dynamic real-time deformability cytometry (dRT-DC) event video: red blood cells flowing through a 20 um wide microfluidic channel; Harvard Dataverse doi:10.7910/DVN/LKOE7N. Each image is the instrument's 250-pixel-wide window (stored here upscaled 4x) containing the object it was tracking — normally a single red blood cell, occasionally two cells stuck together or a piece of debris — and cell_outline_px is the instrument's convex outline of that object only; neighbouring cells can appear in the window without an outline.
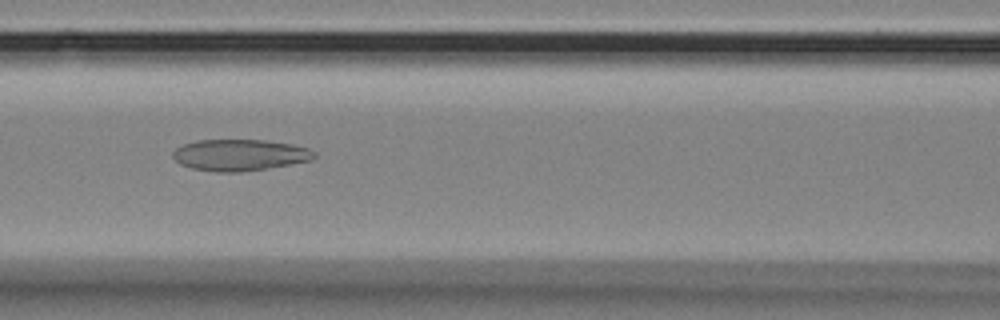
{"species": "Egyptian fruit bat (a non-hibernating species)", "species_latin": "Rousettus aegyptiacus", "temperature_condition": "room temperature", "stored_images_in_passage": 52, "camera_frame_rate_fps": 3000, "um_per_image_px": 0.085, "animal": {"sex": "female"}, "frame": {"image": 1, "passage_image": 19, "time_ms": 6.0, "image_size_px": [1000, 320], "cell_outline_px": [[316, 156], [312, 160], [292, 164], [240, 172], [216, 172], [192, 168], [180, 164], [172, 156], [172, 152], [176, 148], [184, 144], [196, 140], [264, 140], [292, 144], [308, 148], [316, 152]], "centroid_in_image_um": [20.38, 13.17], "position_along_channel_um": 146.2, "area_um2": 25.89}}
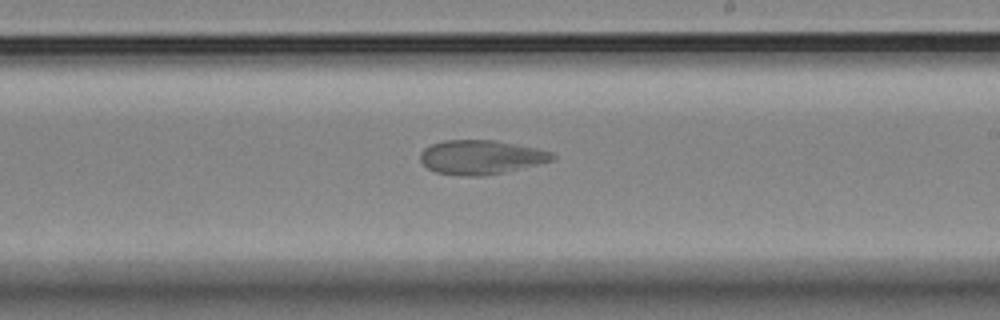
{"frame": {"image": 2, "passage_image": 28, "time_ms": 9.0, "image_size_px": [1000, 320], "cell_outline_px": [[556, 156], [552, 160], [504, 172], [480, 176], [464, 176], [436, 172], [428, 168], [420, 160], [420, 152], [424, 148], [432, 144], [444, 140], [496, 140], [536, 148], [552, 152]], "centroid_in_image_um": [40.85, 13.35], "position_along_channel_um": 248.2, "area_um2": 26.07}}
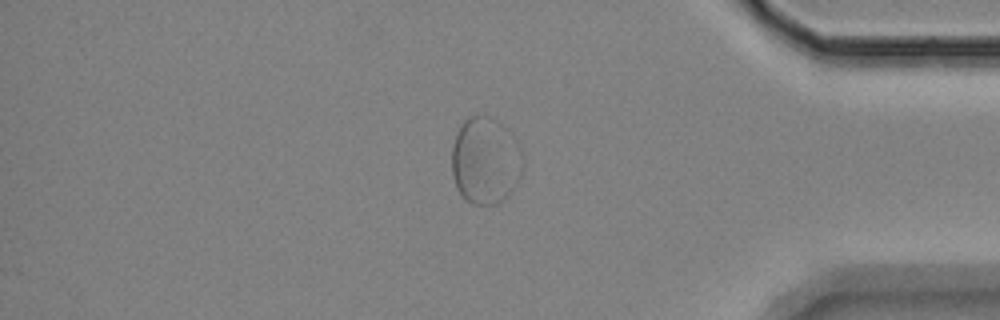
{"frame": {"image": 3, "passage_image": 43, "time_ms": 14.0, "image_size_px": [1000, 320], "cell_outline_px": [[524, 164], [520, 176], [512, 192], [504, 200], [496, 204], [472, 204], [456, 188], [452, 172], [452, 144], [456, 132], [460, 124], [468, 116], [488, 116], [492, 120], [524, 156]], "centroid_in_image_um": [41.2, 13.73], "position_along_channel_um": 394.0, "area_um2": 35.08}}